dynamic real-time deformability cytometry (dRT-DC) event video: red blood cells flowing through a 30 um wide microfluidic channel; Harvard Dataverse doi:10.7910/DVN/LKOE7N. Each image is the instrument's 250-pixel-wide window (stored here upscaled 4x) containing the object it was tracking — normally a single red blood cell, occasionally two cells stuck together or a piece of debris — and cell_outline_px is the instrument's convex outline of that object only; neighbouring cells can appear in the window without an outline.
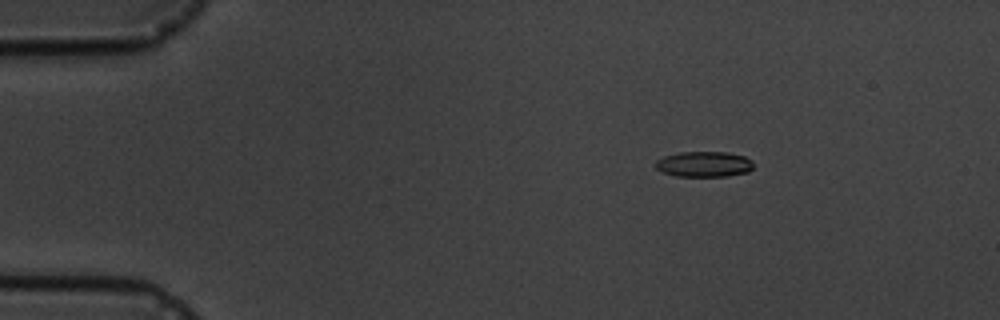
{"species": "common noctule bat (a hibernating species)", "species_latin": "Nyctalus noctula", "temperature_condition": "cold", "stored_images_in_passage": 7, "camera_frame_rate_fps": 3000, "um_per_image_px": 0.085, "animal": {"sex": "male", "body_mass_g": 19.5, "forearm_length_mm": 54.6}, "frame": {"image": 1, "passage_image": 3, "time_ms": 2.333, "image_size_px": [1000, 320], "cell_outline_px": [[752, 168], [748, 172], [728, 176], [676, 176], [664, 172], [656, 168], [656, 160], [664, 156], [680, 152], [728, 152], [744, 156], [752, 160]], "centroid_in_image_um": [59.86, 13.95], "position_along_channel_um": 25.1, "area_um2": 14.51}}
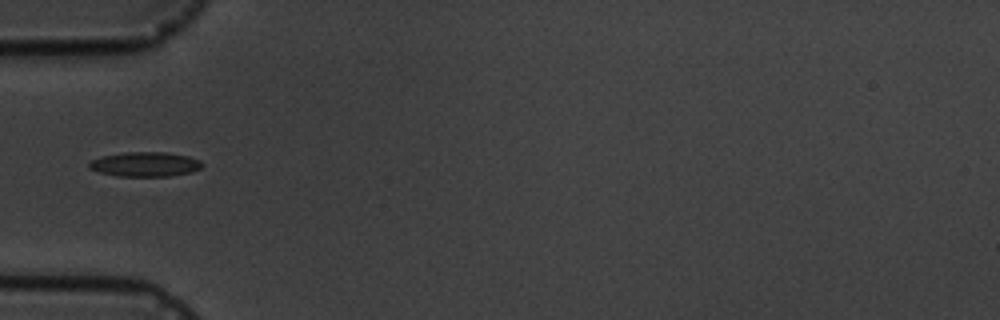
{"frame": {"image": 2, "passage_image": 6, "time_ms": 5.667, "image_size_px": [1000, 320], "cell_outline_px": [[204, 164], [200, 168], [192, 172], [168, 176], [120, 176], [100, 172], [88, 168], [88, 164], [92, 160], [100, 156], [124, 152], [164, 152], [188, 156], [200, 160]], "centroid_in_image_um": [12.33, 13.95], "position_along_channel_um": 72.7, "area_um2": 16.18}}
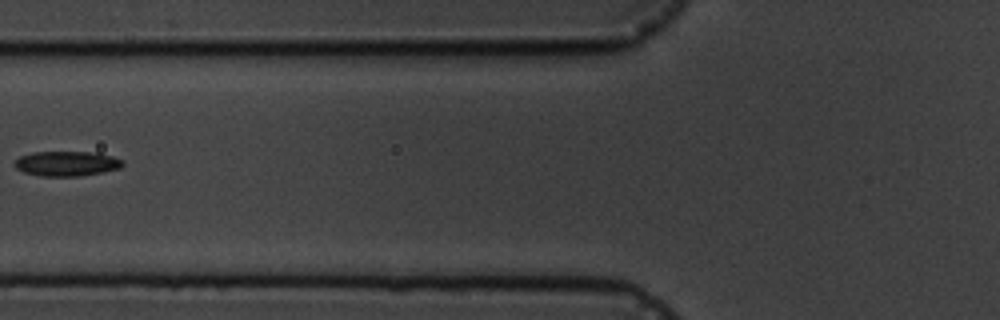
{"frame": {"image": 3, "passage_image": 7, "time_ms": 7.0, "image_size_px": [1000, 320], "cell_outline_px": [[124, 164], [120, 168], [80, 176], [40, 176], [24, 172], [16, 168], [12, 164], [20, 156], [32, 152], [96, 152], [112, 156], [124, 160]], "centroid_in_image_um": [5.66, 13.9], "position_along_channel_um": 120.1, "area_um2": 15.72}}